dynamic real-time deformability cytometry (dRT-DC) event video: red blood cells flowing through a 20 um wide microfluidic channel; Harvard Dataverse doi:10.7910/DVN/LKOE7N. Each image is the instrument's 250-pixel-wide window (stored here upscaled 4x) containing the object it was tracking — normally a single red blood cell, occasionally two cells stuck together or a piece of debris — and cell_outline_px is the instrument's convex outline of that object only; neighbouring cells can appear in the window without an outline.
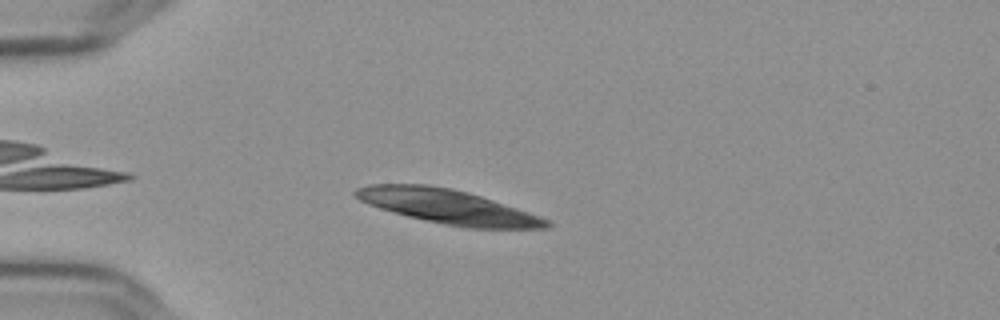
{"species": "Egyptian fruit bat (a non-hibernating species)", "species_latin": "Rousettus aegyptiacus", "temperature_condition": "cold", "stored_images_in_passage": 47, "camera_frame_rate_fps": 3000, "um_per_image_px": 0.085, "frame": {"image": 1, "passage_image": 5, "time_ms": 1.333, "image_size_px": [1000, 320], "cell_outline_px": [[552, 224], [548, 228], [468, 228], [444, 224], [424, 220], [408, 216], [380, 208], [368, 204], [360, 200], [352, 192], [356, 188], [368, 184], [428, 184], [452, 188], [468, 192], [540, 216], [548, 220]], "centroid_in_image_um": [38.04, 17.55], "position_along_channel_um": 47.0, "area_um2": 37.8}}
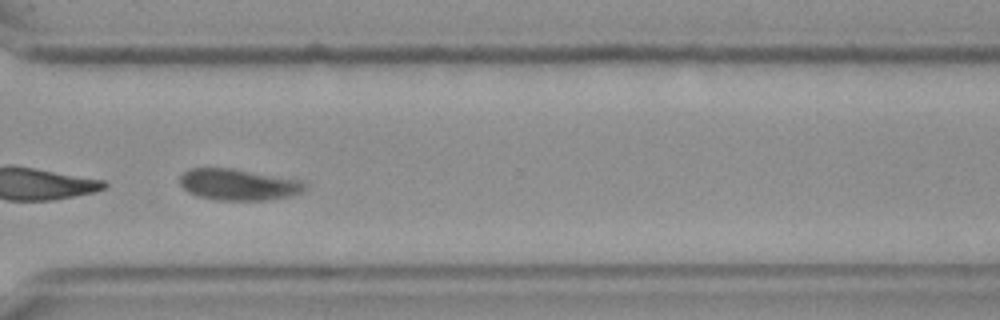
{"frame": {"image": 2, "passage_image": 33, "time_ms": 10.667, "image_size_px": [1000, 320], "cell_outline_px": [[308, 184], [300, 192], [292, 196], [268, 200], [212, 200], [196, 196], [188, 192], [180, 184], [180, 176], [188, 168], [232, 168], [300, 180]], "centroid_in_image_um": [20.23, 15.69], "position_along_channel_um": 350.4, "area_um2": 22.95}}
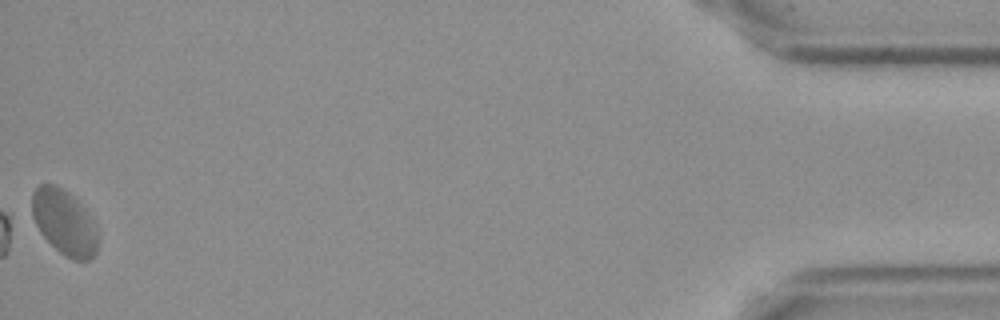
{"frame": {"image": 3, "passage_image": 47, "time_ms": 15.333, "image_size_px": [1000, 320], "cell_outline_px": [[96, 252], [88, 260], [72, 260], [60, 252], [40, 232], [32, 216], [32, 192], [40, 184], [56, 184], [68, 192], [76, 200], [96, 232]], "centroid_in_image_um": [5.39, 18.88], "position_along_channel_um": 429.8, "area_um2": 23.99}, "authors_computed_cell_mechanics": {"area_um2": 23.987, "velocity_mm_per_s": 3.5633, "shape_relaxation_time_tau1_ms": 2.8511, "shape_relaxation_time_tau2_ms": 3.0095, "deformation_change_tau1": 0.2625, "deformation_change_tau2": 0.0799}}